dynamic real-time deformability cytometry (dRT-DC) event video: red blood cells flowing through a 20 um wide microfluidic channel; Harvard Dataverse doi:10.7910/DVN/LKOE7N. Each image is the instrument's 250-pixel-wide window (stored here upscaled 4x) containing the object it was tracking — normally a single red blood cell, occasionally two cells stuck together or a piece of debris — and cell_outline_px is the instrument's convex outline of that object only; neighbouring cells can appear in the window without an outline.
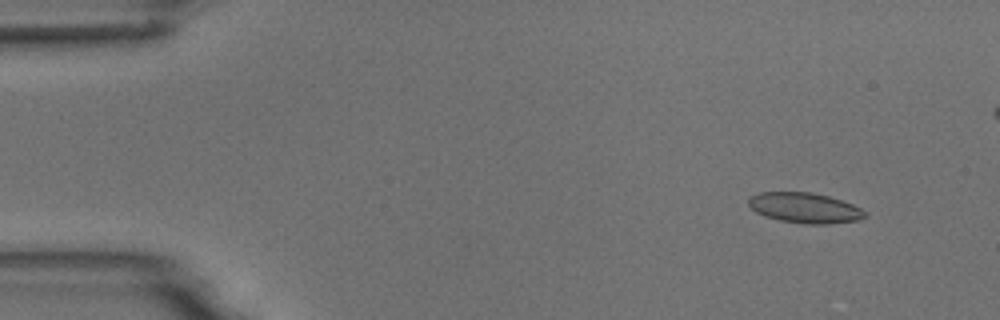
{"species": "common noctule bat (a hibernating species)", "species_latin": "Nyctalus noctula", "temperature_condition": "room temperature", "stored_images_in_passage": 6, "camera_frame_rate_fps": 3000, "um_per_image_px": 0.085, "animal": {"sex": "male", "body_mass_g": 18.8}, "frame": {"image": 1, "passage_image": 2, "time_ms": 1.0, "image_size_px": [1000, 320], "cell_outline_px": [[868, 216], [860, 220], [828, 224], [804, 224], [780, 220], [764, 216], [756, 212], [748, 204], [748, 196], [760, 192], [812, 192], [828, 196], [852, 204], [868, 212]], "centroid_in_image_um": [68.42, 17.67], "position_along_channel_um": 16.6, "area_um2": 20.75}}